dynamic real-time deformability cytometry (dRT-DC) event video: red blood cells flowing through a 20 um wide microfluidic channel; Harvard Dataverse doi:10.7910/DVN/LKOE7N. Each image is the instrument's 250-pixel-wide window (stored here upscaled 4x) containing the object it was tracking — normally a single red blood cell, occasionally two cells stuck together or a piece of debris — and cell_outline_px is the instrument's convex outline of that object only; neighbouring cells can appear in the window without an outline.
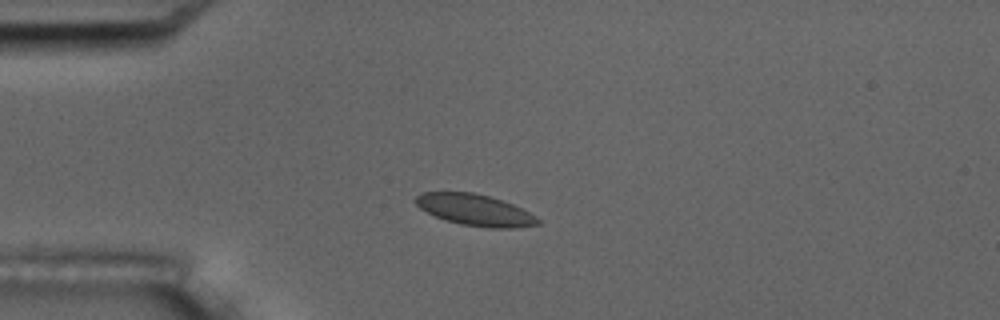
{"species": "common noctule bat (a hibernating species)", "species_latin": "Nyctalus noctula", "temperature_condition": "room temperature", "stored_images_in_passage": 7, "camera_frame_rate_fps": 3000, "um_per_image_px": 0.085, "animal": {"sex": "male", "body_mass_g": 17.5, "forearm_length_mm": 52.3}, "frame": {"image": 1, "passage_image": 3, "time_ms": 2.333, "image_size_px": [1000, 320], "cell_outline_px": [[540, 224], [516, 228], [488, 228], [460, 224], [444, 220], [420, 208], [412, 200], [420, 192], [472, 192], [488, 196], [512, 204], [536, 216], [540, 220]], "centroid_in_image_um": [40.35, 17.85], "position_along_channel_um": 44.7, "area_um2": 22.31}}
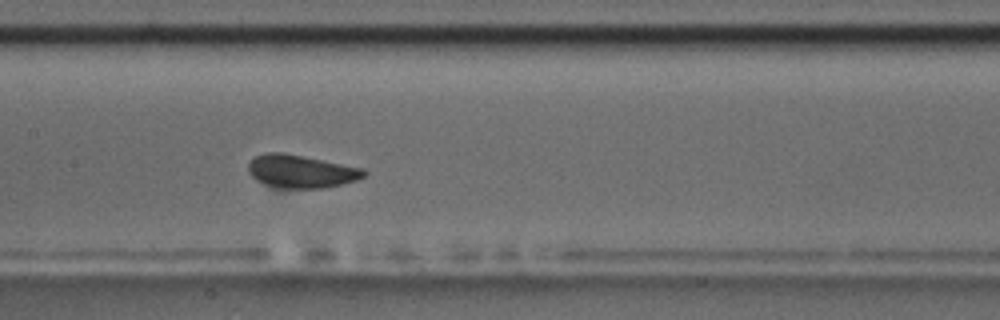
{"frame": {"image": 2, "passage_image": 7, "time_ms": 6.667, "image_size_px": [1000, 320], "cell_outline_px": [[368, 172], [364, 176], [356, 180], [324, 188], [276, 188], [264, 184], [256, 180], [248, 172], [248, 160], [264, 152], [284, 152], [364, 168]], "centroid_in_image_um": [25.55, 14.56], "position_along_channel_um": 181.8, "area_um2": 22.48}}